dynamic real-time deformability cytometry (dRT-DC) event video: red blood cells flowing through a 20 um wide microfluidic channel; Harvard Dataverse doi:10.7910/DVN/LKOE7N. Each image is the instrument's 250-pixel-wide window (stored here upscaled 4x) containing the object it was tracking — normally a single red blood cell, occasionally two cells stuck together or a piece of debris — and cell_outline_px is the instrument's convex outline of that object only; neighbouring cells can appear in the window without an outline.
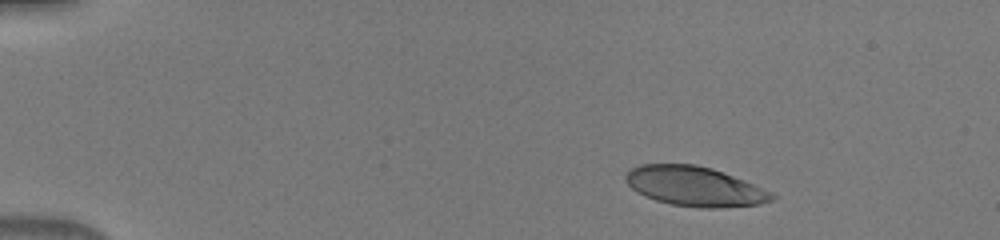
{"species": "human", "species_latin": "Homo sapiens", "temperature_condition": "warm", "stored_images_in_passage": 43, "camera_frame_rate_fps": 3000, "um_per_image_px": 0.085, "donor": {"sex": "male"}, "frame": {"image": 1, "passage_image": 1, "time_ms": 0.0, "image_size_px": [1000, 240], "cell_outline_px": [[776, 196], [772, 200], [760, 204], [716, 208], [700, 208], [672, 204], [656, 200], [644, 196], [636, 192], [624, 180], [624, 176], [632, 168], [640, 164], [696, 164], [712, 168], [744, 180], [772, 192]], "centroid_in_image_um": [59.03, 15.84], "position_along_channel_um": 26.0, "area_um2": 33.76}}
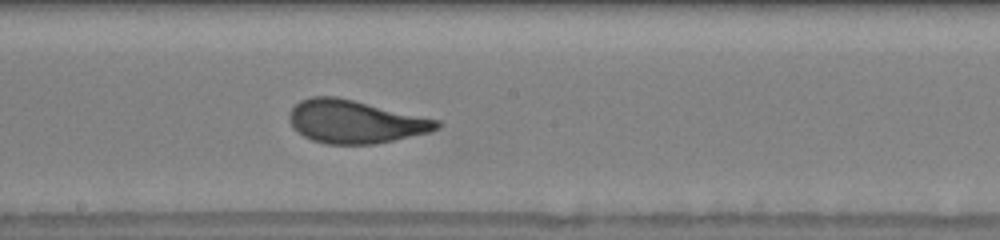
{"frame": {"image": 2, "passage_image": 22, "time_ms": 7.0, "image_size_px": [1000, 240], "cell_outline_px": [[440, 128], [432, 132], [372, 144], [328, 144], [312, 140], [304, 136], [292, 128], [288, 120], [288, 112], [300, 100], [312, 96], [336, 96], [440, 120]], "centroid_in_image_um": [30.16, 10.34], "position_along_channel_um": 218.0, "area_um2": 37.05}}
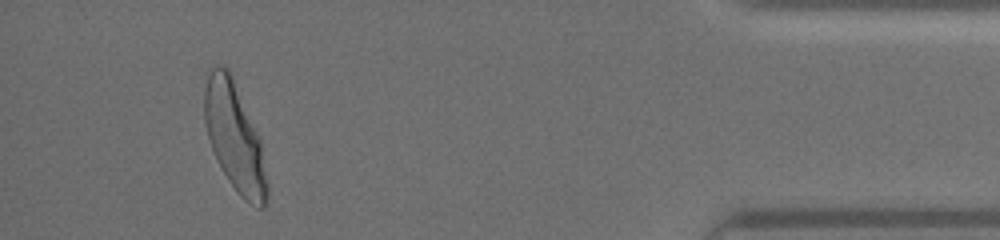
{"frame": {"image": 3, "passage_image": 40, "time_ms": 13.0, "image_size_px": [1000, 240], "cell_outline_px": [[268, 204], [264, 208], [260, 208], [244, 200], [240, 196], [228, 180], [212, 148], [208, 136], [204, 120], [204, 88], [208, 76], [212, 68], [216, 64], [224, 64], [228, 68], [232, 76], [260, 140], [268, 184]], "centroid_in_image_um": [19.94, 11.67], "position_along_channel_um": 415.3, "area_um2": 39.07}}